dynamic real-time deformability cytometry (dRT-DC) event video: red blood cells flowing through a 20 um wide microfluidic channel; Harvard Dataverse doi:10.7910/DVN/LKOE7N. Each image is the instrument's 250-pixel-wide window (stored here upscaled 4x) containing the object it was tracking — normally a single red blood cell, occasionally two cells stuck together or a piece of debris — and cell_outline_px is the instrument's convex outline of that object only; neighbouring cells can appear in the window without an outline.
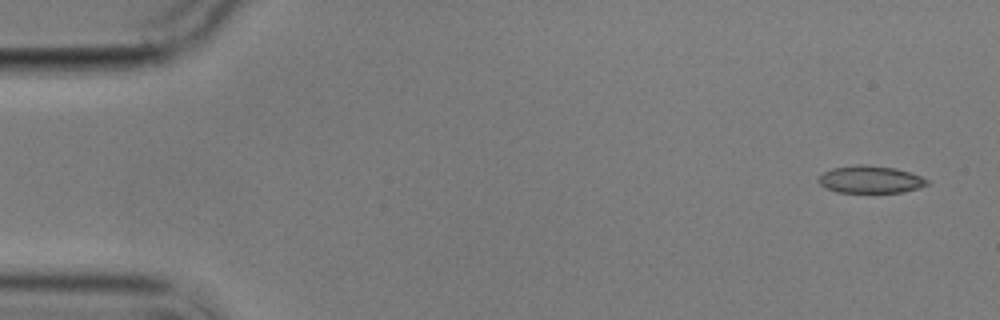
{"species": "common noctule bat (a hibernating species)", "species_latin": "Nyctalus noctula", "temperature_condition": "cold", "stored_images_in_passage": 4, "camera_frame_rate_fps": 3000, "um_per_image_px": 0.085, "animal": {"sex": "male", "body_mass_g": 17.9}, "frame": {"image": 1, "passage_image": 1, "time_ms": 0.0, "image_size_px": [1000, 320], "cell_outline_px": [[928, 184], [920, 188], [904, 192], [836, 192], [820, 184], [816, 180], [824, 172], [832, 168], [860, 164], [864, 164], [896, 168], [920, 176], [928, 180]], "centroid_in_image_um": [73.98, 15.25], "position_along_channel_um": 11.0, "area_um2": 17.22}}
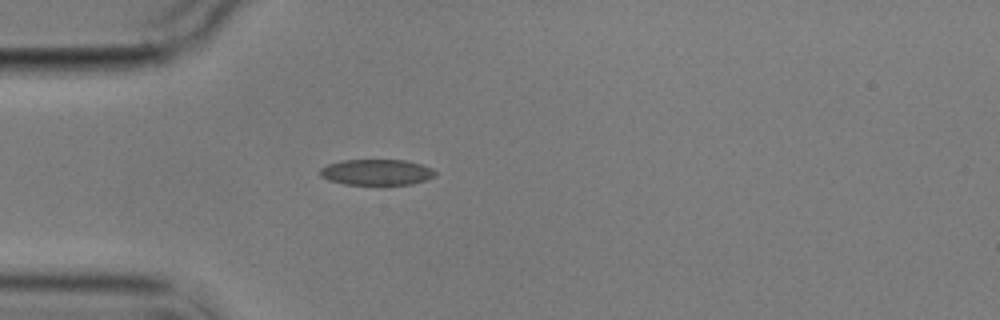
{"frame": {"image": 2, "passage_image": 4, "time_ms": 4.333, "image_size_px": [1000, 320], "cell_outline_px": [[436, 176], [412, 184], [384, 188], [344, 184], [328, 180], [320, 176], [320, 168], [328, 164], [344, 160], [404, 160], [420, 164], [432, 168], [436, 172]], "centroid_in_image_um": [32.02, 14.69], "position_along_channel_um": 53.0, "area_um2": 18.21}}